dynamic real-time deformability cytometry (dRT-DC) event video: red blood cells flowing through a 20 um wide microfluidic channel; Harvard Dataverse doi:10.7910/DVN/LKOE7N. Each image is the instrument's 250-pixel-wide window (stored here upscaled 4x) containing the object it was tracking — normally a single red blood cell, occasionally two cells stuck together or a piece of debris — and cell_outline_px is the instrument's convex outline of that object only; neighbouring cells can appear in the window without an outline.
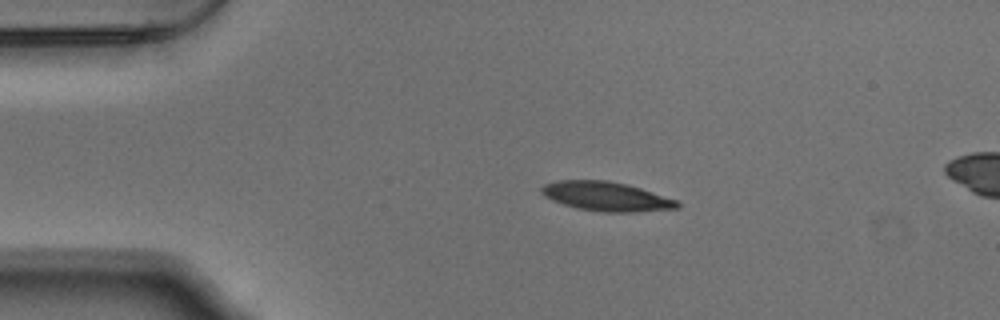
{"species": "Egyptian fruit bat (a non-hibernating species)", "species_latin": "Rousettus aegyptiacus", "temperature_condition": "warm", "stored_images_in_passage": 3, "camera_frame_rate_fps": 3000, "um_per_image_px": 0.085, "animal": {"sex": "male"}, "frame": {"image": 1, "passage_image": 1, "time_ms": 0.0, "image_size_px": [1000, 320], "cell_outline_px": [[680, 208], [636, 212], [600, 212], [580, 208], [564, 204], [552, 200], [544, 196], [540, 192], [540, 188], [544, 184], [556, 180], [608, 180], [628, 184], [680, 200]], "centroid_in_image_um": [51.58, 16.69], "position_along_channel_um": 33.4, "area_um2": 23.41}}